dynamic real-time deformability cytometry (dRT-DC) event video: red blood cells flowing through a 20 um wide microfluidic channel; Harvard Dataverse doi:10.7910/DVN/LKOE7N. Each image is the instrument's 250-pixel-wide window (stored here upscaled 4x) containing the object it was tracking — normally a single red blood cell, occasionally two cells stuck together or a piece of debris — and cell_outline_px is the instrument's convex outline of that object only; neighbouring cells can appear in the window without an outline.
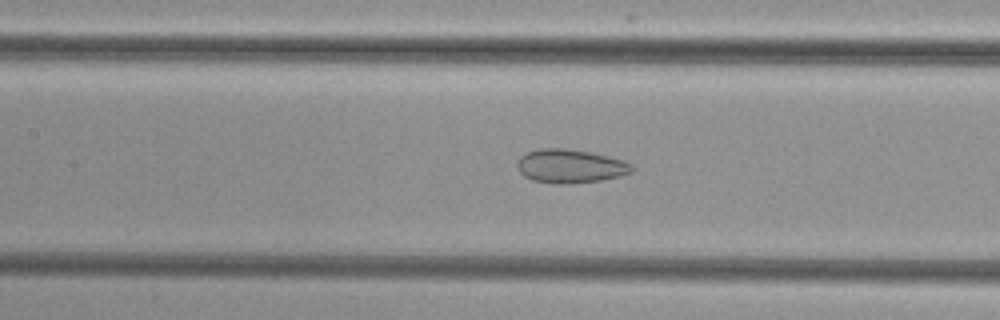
{"species": "common noctule bat (a hibernating species)", "species_latin": "Nyctalus noctula", "temperature_condition": "cold", "stored_images_in_passage": 35, "camera_frame_rate_fps": 3000, "um_per_image_px": 0.085, "animal": {"sex": "female", "body_mass_g": 29.2, "forearm_length_mm": 56.3}, "frame": {"image": 1, "passage_image": 15, "time_ms": 4.667, "image_size_px": [1000, 320], "cell_outline_px": [[636, 168], [632, 172], [620, 176], [604, 180], [568, 184], [552, 184], [532, 180], [524, 176], [520, 172], [516, 164], [520, 156], [528, 152], [540, 148], [564, 148], [588, 152], [608, 156], [624, 160], [632, 164]], "centroid_in_image_um": [48.49, 14.13], "position_along_channel_um": 158.9, "area_um2": 22.77}}
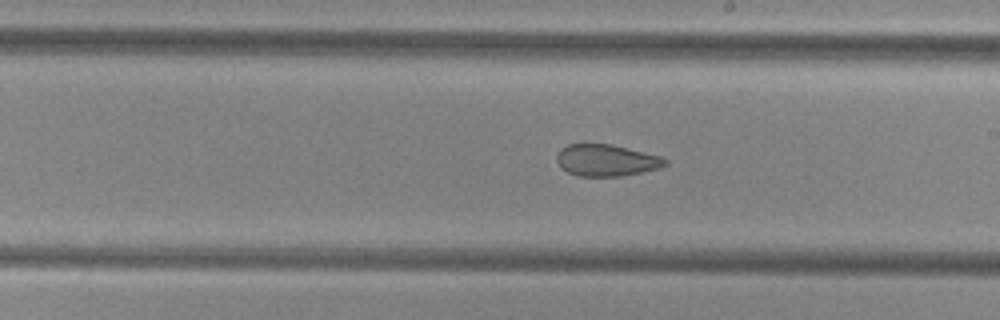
{"frame": {"image": 2, "passage_image": 21, "time_ms": 6.667, "image_size_px": [1000, 320], "cell_outline_px": [[668, 164], [660, 168], [620, 176], [576, 176], [568, 172], [556, 160], [556, 156], [560, 148], [568, 144], [612, 144], [660, 156], [668, 160]], "centroid_in_image_um": [51.54, 13.62], "position_along_channel_um": 237.5, "area_um2": 19.94}}
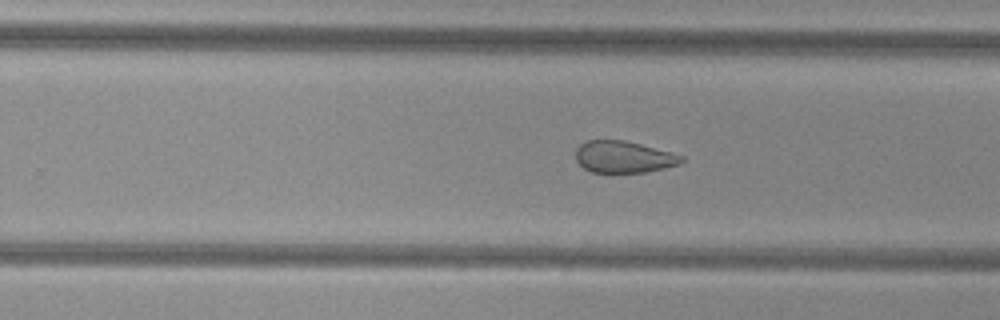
{"frame": {"image": 3, "passage_image": 24, "time_ms": 7.667, "image_size_px": [1000, 320], "cell_outline_px": [[684, 160], [680, 164], [664, 168], [644, 172], [592, 172], [584, 168], [576, 160], [576, 148], [580, 144], [588, 140], [624, 140], [672, 152], [684, 156]], "centroid_in_image_um": [53.02, 13.33], "position_along_channel_um": 276.8, "area_um2": 19.54}}